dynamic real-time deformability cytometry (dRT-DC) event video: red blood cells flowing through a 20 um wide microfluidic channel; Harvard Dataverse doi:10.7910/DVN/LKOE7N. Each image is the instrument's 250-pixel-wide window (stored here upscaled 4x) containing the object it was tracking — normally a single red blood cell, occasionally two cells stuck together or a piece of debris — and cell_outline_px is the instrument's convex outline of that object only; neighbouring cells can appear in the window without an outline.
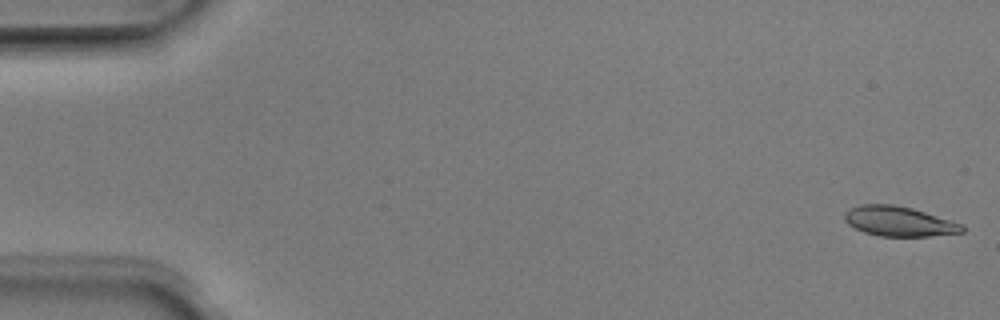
{"species": "Egyptian fruit bat (a non-hibernating species)", "species_latin": "Rousettus aegyptiacus", "temperature_condition": "room temperature", "stored_images_in_passage": 4, "camera_frame_rate_fps": 3000, "um_per_image_px": 0.085, "animal": {"sex": "male"}, "frame": {"image": 1, "passage_image": 1, "time_ms": 0.0, "image_size_px": [1000, 320], "cell_outline_px": [[964, 232], [928, 236], [880, 236], [864, 232], [848, 224], [844, 220], [844, 212], [848, 208], [860, 204], [892, 204], [912, 208], [960, 224], [964, 228]], "centroid_in_image_um": [76.33, 18.8], "position_along_channel_um": 8.7, "area_um2": 20.23}}
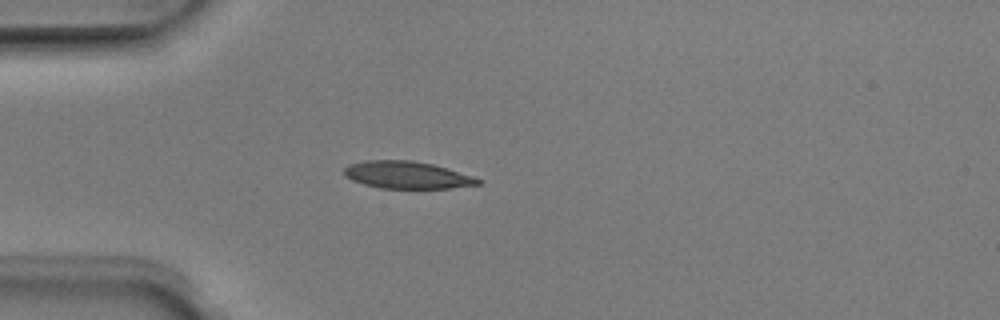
{"frame": {"image": 2, "passage_image": 4, "time_ms": 1.0, "image_size_px": [1000, 320], "cell_outline_px": [[484, 180], [480, 184], [448, 188], [380, 188], [364, 184], [352, 180], [344, 176], [344, 168], [348, 164], [364, 160], [412, 160], [432, 164], [472, 176]], "centroid_in_image_um": [34.56, 14.87], "position_along_channel_um": 50.4, "area_um2": 21.21}}